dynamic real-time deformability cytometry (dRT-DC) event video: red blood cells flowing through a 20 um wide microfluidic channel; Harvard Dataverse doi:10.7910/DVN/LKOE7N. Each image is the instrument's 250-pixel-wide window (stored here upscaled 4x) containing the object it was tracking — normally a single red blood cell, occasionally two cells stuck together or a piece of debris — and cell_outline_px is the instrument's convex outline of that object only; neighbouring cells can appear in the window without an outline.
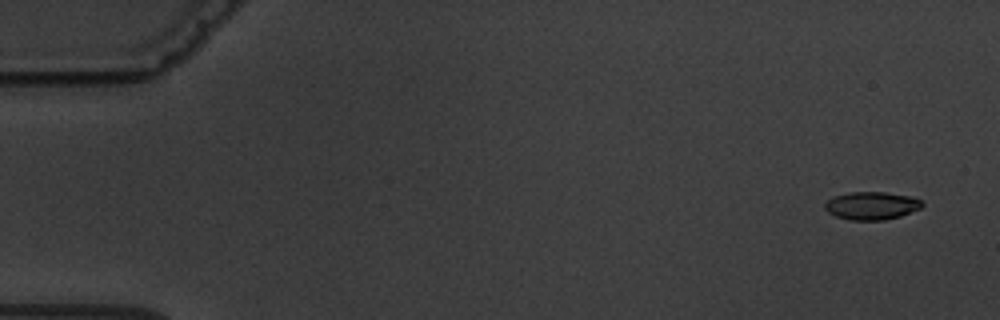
{"species": "common noctule bat (a hibernating species)", "species_latin": "Nyctalus noctula", "temperature_condition": "warm", "stored_images_in_passage": 9, "camera_frame_rate_fps": 3000, "um_per_image_px": 0.085, "animal": {"sex": "male", "body_mass_g": 19.5, "forearm_length_mm": 54.6}, "frame": {"image": 1, "passage_image": 1, "time_ms": 0.0, "image_size_px": [1000, 320], "cell_outline_px": [[924, 204], [920, 208], [900, 216], [884, 220], [852, 220], [836, 216], [828, 212], [824, 208], [824, 204], [828, 200], [836, 196], [852, 192], [884, 192], [908, 196], [920, 200]], "centroid_in_image_um": [74.07, 17.49], "position_along_channel_um": 10.9, "area_um2": 15.55}}
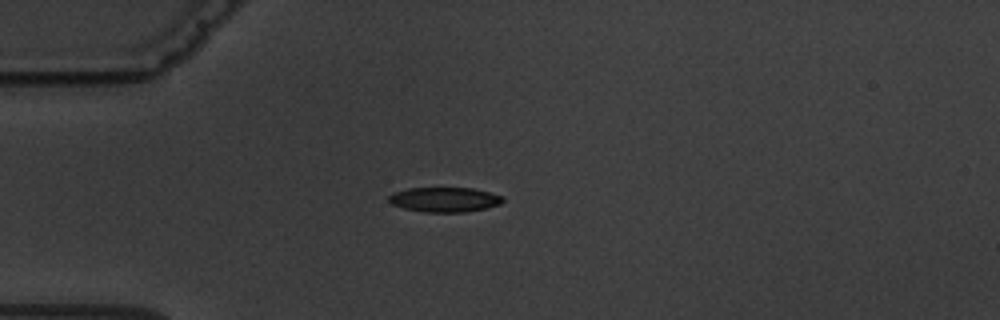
{"frame": {"image": 2, "passage_image": 4, "time_ms": 4.333, "image_size_px": [1000, 320], "cell_outline_px": [[504, 200], [500, 204], [488, 208], [464, 212], [424, 212], [404, 208], [392, 204], [388, 200], [388, 196], [392, 192], [408, 188], [472, 188], [504, 196]], "centroid_in_image_um": [37.78, 16.96], "position_along_channel_um": 47.2, "area_um2": 16.53}}